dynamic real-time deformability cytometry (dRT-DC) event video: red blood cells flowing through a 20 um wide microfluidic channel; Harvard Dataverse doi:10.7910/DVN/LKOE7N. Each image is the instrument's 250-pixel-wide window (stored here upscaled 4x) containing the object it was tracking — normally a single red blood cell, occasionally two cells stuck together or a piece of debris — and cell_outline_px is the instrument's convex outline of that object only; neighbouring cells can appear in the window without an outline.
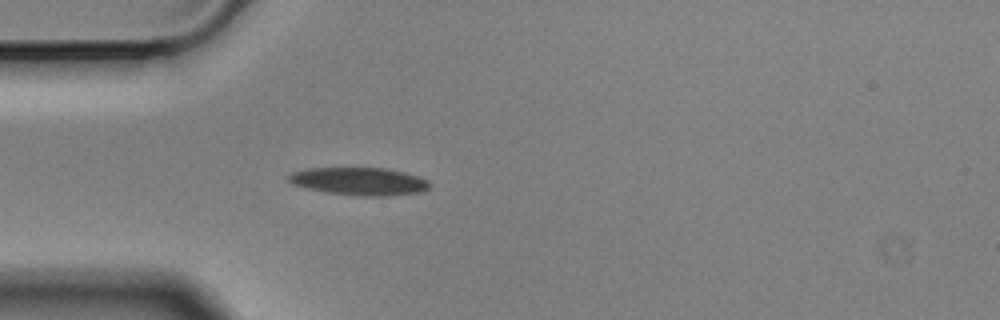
{"species": "Egyptian fruit bat (a non-hibernating species)", "species_latin": "Rousettus aegyptiacus", "temperature_condition": "cold", "stored_images_in_passage": 5, "camera_frame_rate_fps": 3000, "um_per_image_px": 0.085, "animal": {"sex": "male"}, "frame": {"image": 1, "passage_image": 5, "time_ms": 1.333, "image_size_px": [1000, 320], "cell_outline_px": [[428, 188], [420, 192], [388, 196], [364, 196], [328, 192], [308, 188], [292, 184], [284, 176], [292, 172], [304, 168], [388, 168], [404, 172], [428, 180]], "centroid_in_image_um": [30.49, 15.4], "position_along_channel_um": 54.5, "area_um2": 22.72}}